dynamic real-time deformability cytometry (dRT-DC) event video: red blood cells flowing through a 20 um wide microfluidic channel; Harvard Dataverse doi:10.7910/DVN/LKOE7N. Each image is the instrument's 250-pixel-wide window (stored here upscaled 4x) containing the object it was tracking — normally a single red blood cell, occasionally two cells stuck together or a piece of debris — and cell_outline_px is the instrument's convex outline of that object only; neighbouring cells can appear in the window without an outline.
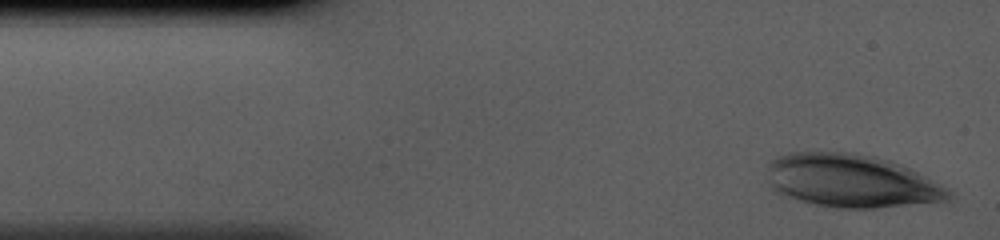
{"species": "human", "species_latin": "Homo sapiens", "temperature_condition": "cold", "stored_images_in_passage": 35, "camera_frame_rate_fps": 3000, "um_per_image_px": 0.085, "donor": {"sex": "male"}, "frame": {"image": 1, "passage_image": 1, "time_ms": 0.0, "image_size_px": [1000, 240], "cell_outline_px": [[952, 196], [948, 200], [876, 208], [836, 208], [816, 204], [780, 196], [768, 188], [768, 160], [776, 156], [788, 152], [852, 152], [888, 160], [900, 164], [916, 172], [952, 192]], "centroid_in_image_um": [72.23, 15.37], "position_along_channel_um": 12.8, "area_um2": 56.24}}
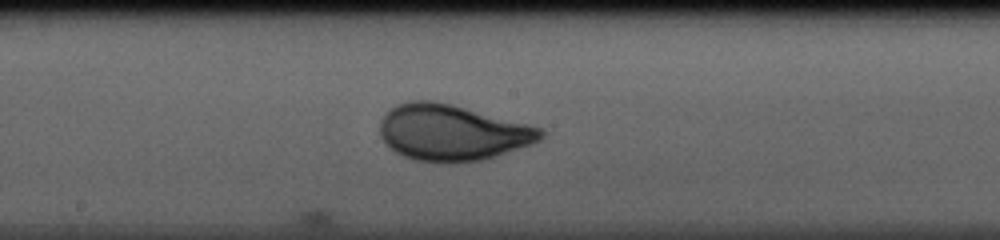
{"frame": {"image": 2, "passage_image": 20, "time_ms": 6.333, "image_size_px": [1000, 240], "cell_outline_px": [[548, 132], [540, 140], [532, 144], [480, 160], [456, 164], [440, 164], [416, 160], [404, 156], [396, 152], [380, 136], [380, 120], [396, 104], [408, 100], [432, 100], [452, 104], [544, 128]], "centroid_in_image_um": [38.45, 11.27], "position_along_channel_um": 209.7, "area_um2": 52.83}}
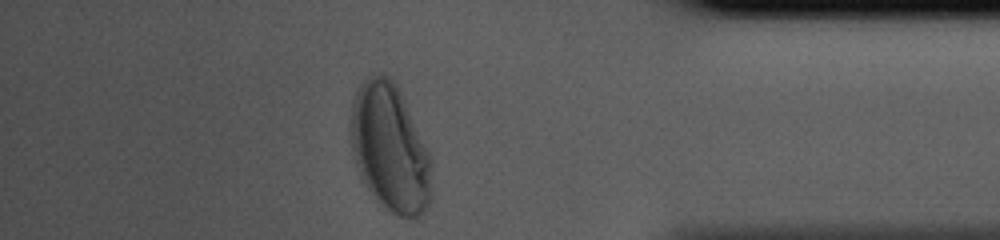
{"frame": {"image": 3, "passage_image": 35, "time_ms": 11.333, "image_size_px": [1000, 240], "cell_outline_px": [[432, 200], [424, 212], [420, 216], [412, 220], [408, 220], [392, 212], [364, 184], [356, 168], [352, 148], [352, 100], [360, 84], [368, 76], [392, 76], [396, 80], [432, 160]], "centroid_in_image_um": [33.2, 12.6], "position_along_channel_um": 402.0, "area_um2": 60.23}}